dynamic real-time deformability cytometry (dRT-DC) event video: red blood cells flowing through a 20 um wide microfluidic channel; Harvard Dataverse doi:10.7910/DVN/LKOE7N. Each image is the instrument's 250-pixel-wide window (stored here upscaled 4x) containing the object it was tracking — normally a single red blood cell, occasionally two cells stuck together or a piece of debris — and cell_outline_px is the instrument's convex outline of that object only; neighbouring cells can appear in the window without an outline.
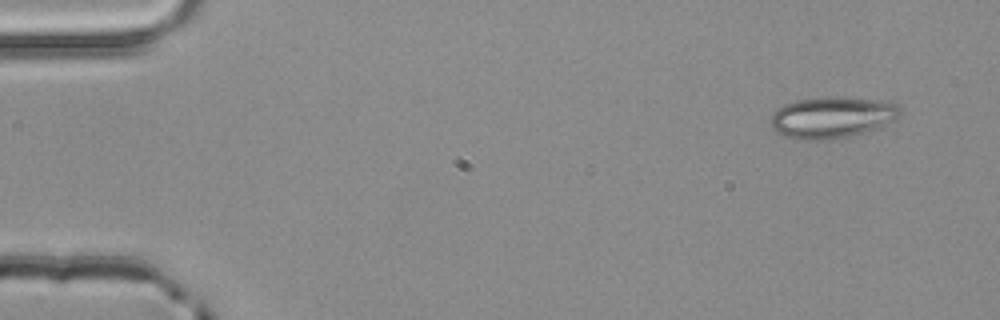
{"species": "common noctule bat (a hibernating species)", "species_latin": "Nyctalus noctula", "temperature_condition": "room temperature", "stored_images_in_passage": 3, "camera_frame_rate_fps": 3000, "um_per_image_px": 0.085, "animal": {"sex": "male", "body_mass_g": 20.4}, "frame": {"image": 1, "passage_image": 1, "time_ms": 0.0, "image_size_px": [1000, 320], "cell_outline_px": [[900, 116], [896, 120], [880, 128], [848, 136], [824, 140], [800, 140], [784, 136], [776, 132], [772, 128], [772, 112], [776, 108], [784, 104], [796, 100], [824, 96], [836, 96], [872, 100], [900, 104]], "centroid_in_image_um": [70.72, 9.97], "position_along_channel_um": 14.3, "area_um2": 31.5}}